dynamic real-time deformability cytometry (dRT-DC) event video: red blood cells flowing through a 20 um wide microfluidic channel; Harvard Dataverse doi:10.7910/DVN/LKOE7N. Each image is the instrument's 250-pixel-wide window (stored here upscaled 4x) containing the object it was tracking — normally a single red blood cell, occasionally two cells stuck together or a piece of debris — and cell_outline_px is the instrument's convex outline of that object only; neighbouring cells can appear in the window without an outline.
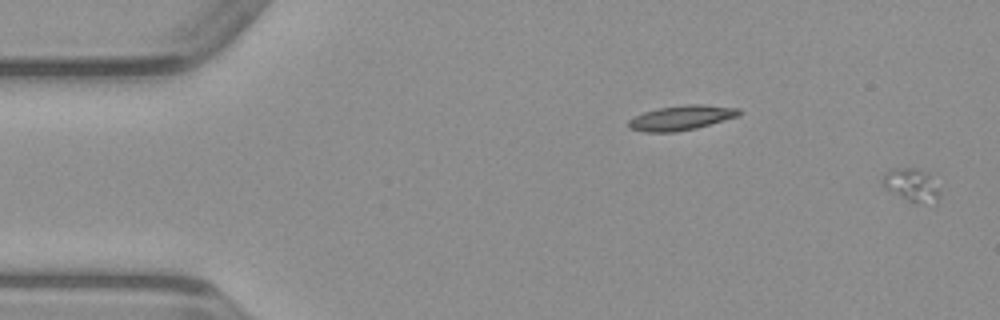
{"species": "common noctule bat (a hibernating species)", "species_latin": "Nyctalus noctula", "temperature_condition": "warm", "stored_images_in_passage": 25, "camera_frame_rate_fps": 3000, "um_per_image_px": 0.085, "animal": {"sex": "male", "body_mass_g": 23.1, "forearm_length_mm": 52.7}, "frame": {"image": 1, "passage_image": 1, "time_ms": 0.0, "image_size_px": [1000, 320], "cell_outline_px": [[936, 204], [912, 204], [884, 188], [884, 172], [888, 168], [912, 168], [924, 172], [928, 176], [936, 188]], "centroid_in_image_um": [77.39, 15.77], "position_along_channel_um": 7.6, "area_um2": 10.69}}